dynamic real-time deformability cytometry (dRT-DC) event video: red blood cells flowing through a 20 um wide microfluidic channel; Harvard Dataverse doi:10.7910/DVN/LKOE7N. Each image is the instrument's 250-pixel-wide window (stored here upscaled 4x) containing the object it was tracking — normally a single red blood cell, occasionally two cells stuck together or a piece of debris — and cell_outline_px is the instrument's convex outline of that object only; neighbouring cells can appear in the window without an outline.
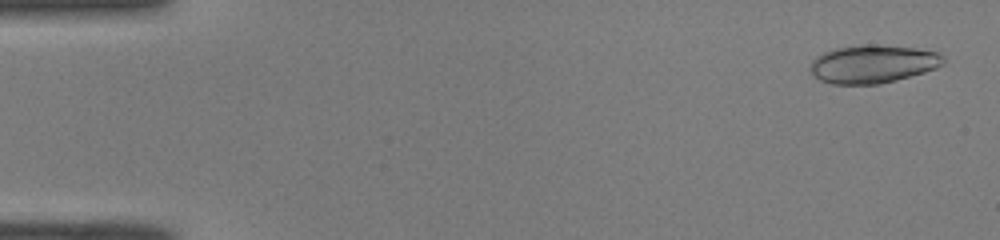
{"species": "common noctule bat (a hibernating species)", "species_latin": "Nyctalus noctula", "temperature_condition": "room temperature", "stored_images_in_passage": 49, "camera_frame_rate_fps": 3000, "um_per_image_px": 0.085, "animal": {"sex": "male", "body_mass_g": 19.0, "forearm_length_mm": 50.8}, "frame": {"image": 1, "passage_image": 2, "time_ms": 0.333, "image_size_px": [1000, 240], "cell_outline_px": [[944, 64], [936, 68], [924, 72], [896, 80], [880, 84], [832, 84], [820, 80], [812, 76], [812, 60], [816, 56], [824, 52], [836, 48], [868, 44], [872, 44], [912, 48], [936, 52], [944, 56]], "centroid_in_image_um": [74.19, 5.45], "position_along_channel_um": 10.8, "area_um2": 29.36}}
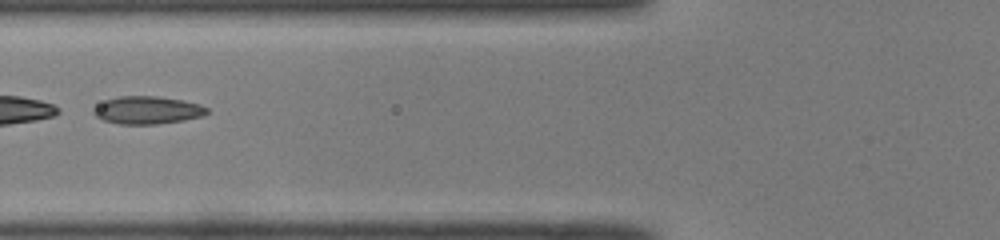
{"frame": {"image": 2, "passage_image": 20, "time_ms": 6.333, "image_size_px": [1000, 240], "cell_outline_px": [[208, 112], [204, 116], [184, 120], [156, 124], [120, 124], [104, 120], [96, 116], [92, 112], [92, 108], [104, 100], [120, 96], [156, 96], [184, 100], [200, 104], [208, 108]], "centroid_in_image_um": [12.53, 9.35], "position_along_channel_um": 113.3, "area_um2": 18.44}}
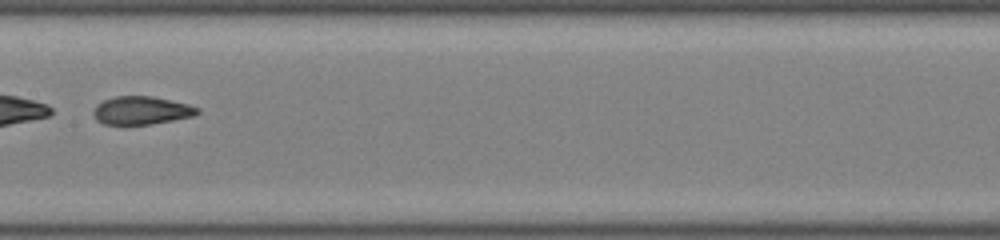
{"frame": {"image": 3, "passage_image": 26, "time_ms": 8.333, "image_size_px": [1000, 240], "cell_outline_px": [[200, 112], [196, 116], [148, 124], [104, 124], [96, 120], [92, 112], [96, 104], [104, 100], [116, 96], [152, 96], [188, 104], [200, 108]], "centroid_in_image_um": [12.03, 9.38], "position_along_channel_um": 195.4, "area_um2": 17.05}, "authors_computed_cell_mechanics": {"area_um2": 28.3798, "velocity_mm_per_s": 4.1107, "shape_relaxation_time_tau1_ms": null, "shape_relaxation_time_tau2_ms": 1.3357, "deformation_change_tau1": null, "deformation_change_tau2": 0.0688}}